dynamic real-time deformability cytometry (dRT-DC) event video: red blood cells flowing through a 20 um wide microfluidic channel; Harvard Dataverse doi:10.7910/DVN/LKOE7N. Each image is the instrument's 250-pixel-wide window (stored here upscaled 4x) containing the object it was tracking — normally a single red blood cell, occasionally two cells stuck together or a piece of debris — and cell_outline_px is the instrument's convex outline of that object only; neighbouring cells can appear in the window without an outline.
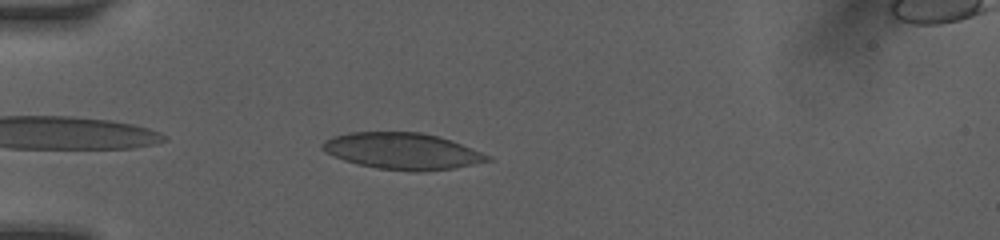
{"species": "human", "species_latin": "Homo sapiens", "temperature_condition": "room temperature", "stored_images_in_passage": 28, "camera_frame_rate_fps": 3000, "um_per_image_px": 0.085, "donor": {"sex": "female"}, "frame": {"image": 1, "passage_image": 2, "time_ms": 0.333, "image_size_px": [1000, 240], "cell_outline_px": [[492, 160], [456, 168], [416, 172], [412, 172], [376, 168], [356, 164], [332, 156], [324, 152], [320, 148], [320, 144], [324, 140], [332, 136], [348, 132], [420, 132], [452, 140], [492, 156]], "centroid_in_image_um": [34.17, 12.85], "position_along_channel_um": 50.8, "area_um2": 35.49}}
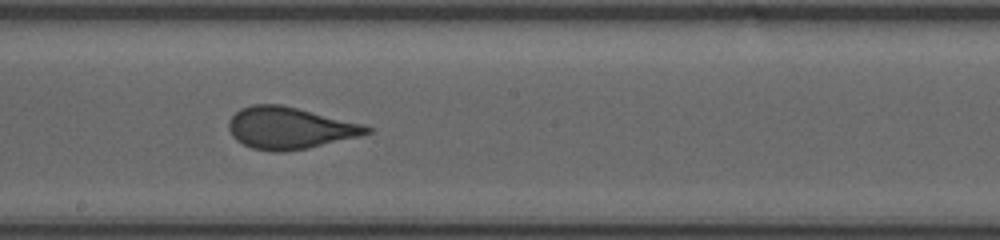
{"frame": {"image": 2, "passage_image": 17, "time_ms": 5.0, "image_size_px": [1000, 240], "cell_outline_px": [[372, 132], [360, 136], [308, 148], [280, 152], [272, 152], [252, 148], [236, 140], [232, 136], [228, 128], [228, 120], [240, 108], [252, 104], [280, 104], [364, 124], [372, 128]], "centroid_in_image_um": [24.6, 10.88], "position_along_channel_um": 223.6, "area_um2": 33.64}}
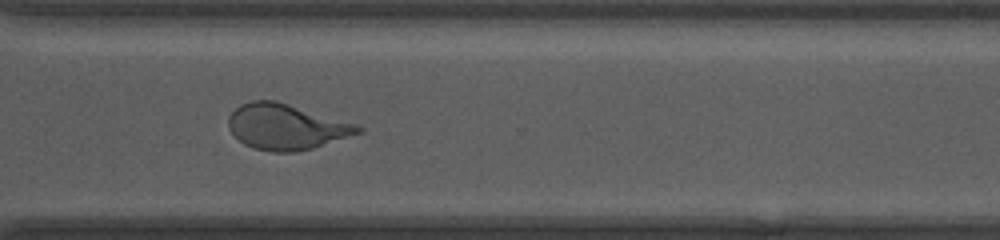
{"frame": {"image": 3, "passage_image": 27, "time_ms": 8.0, "image_size_px": [1000, 240], "cell_outline_px": [[364, 128], [360, 132], [312, 148], [292, 152], [272, 152], [252, 148], [244, 144], [228, 128], [228, 116], [240, 104], [252, 100], [276, 100], [356, 124]], "centroid_in_image_um": [24.27, 10.77], "position_along_channel_um": 346.3, "area_um2": 34.04}}